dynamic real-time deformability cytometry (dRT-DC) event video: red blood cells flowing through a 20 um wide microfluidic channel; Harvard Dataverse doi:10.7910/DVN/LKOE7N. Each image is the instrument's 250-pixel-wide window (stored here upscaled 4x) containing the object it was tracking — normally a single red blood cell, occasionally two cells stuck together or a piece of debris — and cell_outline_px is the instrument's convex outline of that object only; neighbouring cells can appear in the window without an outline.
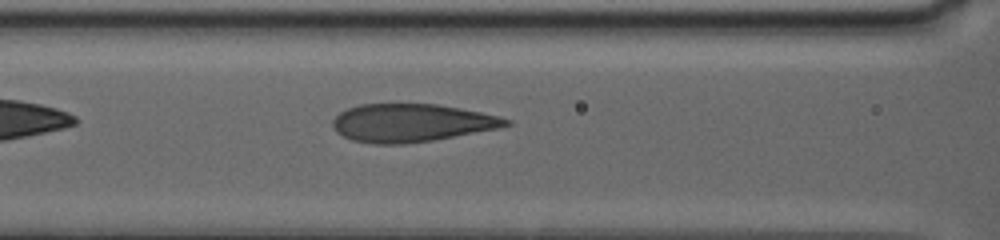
{"species": "human", "species_latin": "Homo sapiens", "temperature_condition": "warm", "stored_images_in_passage": 45, "camera_frame_rate_fps": 3000, "um_per_image_px": 0.085, "donor": {"sex": "female"}, "frame": {"image": 1, "passage_image": 9, "time_ms": 2.0, "image_size_px": [1000, 240], "cell_outline_px": [[512, 124], [500, 128], [432, 140], [404, 144], [376, 144], [352, 140], [336, 132], [332, 128], [332, 120], [340, 112], [348, 108], [360, 104], [436, 104], [460, 108], [500, 116], [512, 120]], "centroid_in_image_um": [34.97, 10.44], "position_along_channel_um": 131.6, "area_um2": 38.38}}
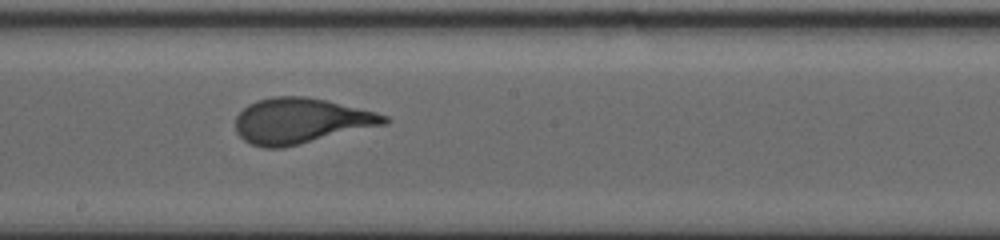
{"frame": {"image": 2, "passage_image": 23, "time_ms": 5.0, "image_size_px": [1000, 240], "cell_outline_px": [[392, 120], [388, 124], [280, 148], [264, 148], [252, 144], [244, 140], [236, 132], [236, 116], [248, 104], [256, 100], [272, 96], [304, 96], [324, 100], [376, 112], [388, 116]], "centroid_in_image_um": [25.57, 10.27], "position_along_channel_um": 222.6, "area_um2": 39.25}}
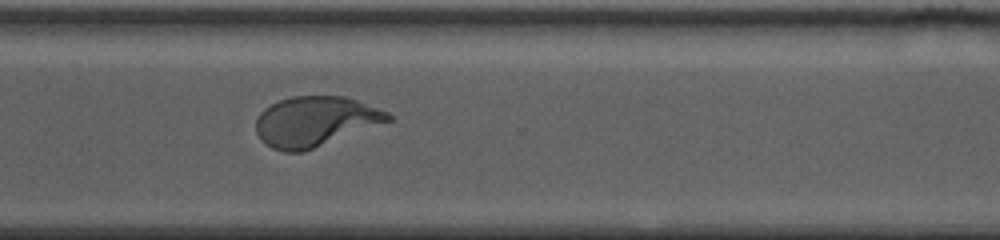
{"frame": {"image": 3, "passage_image": 42, "time_ms": 9.0, "image_size_px": [1000, 240], "cell_outline_px": [[392, 120], [304, 152], [284, 152], [272, 148], [256, 132], [256, 120], [260, 112], [264, 108], [280, 100], [292, 96], [344, 96], [356, 100], [388, 112], [392, 116]], "centroid_in_image_um": [26.79, 10.32], "position_along_channel_um": 343.8, "area_um2": 38.21}}